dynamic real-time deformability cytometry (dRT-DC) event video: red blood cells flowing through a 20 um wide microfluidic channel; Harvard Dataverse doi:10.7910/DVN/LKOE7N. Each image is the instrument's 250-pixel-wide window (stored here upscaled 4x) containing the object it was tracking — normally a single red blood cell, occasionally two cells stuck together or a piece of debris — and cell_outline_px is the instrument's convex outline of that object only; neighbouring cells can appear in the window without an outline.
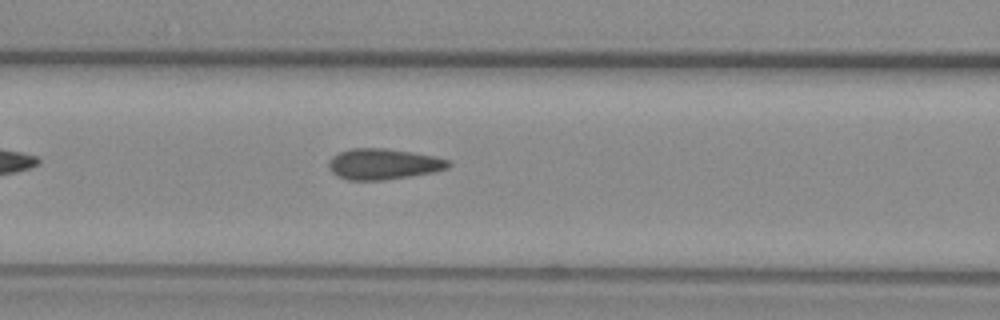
{"species": "common noctule bat (a hibernating species)", "species_latin": "Nyctalus noctula", "temperature_condition": "warm", "stored_images_in_passage": 23, "camera_frame_rate_fps": 3000, "um_per_image_px": 0.085, "animal": {"sex": "female", "body_mass_g": 29.2, "forearm_length_mm": 56.3}, "frame": {"image": 1, "passage_image": 10, "time_ms": 3.0, "image_size_px": [1000, 320], "cell_outline_px": [[452, 164], [448, 168], [432, 172], [412, 176], [384, 180], [348, 180], [336, 176], [332, 172], [328, 164], [328, 160], [332, 156], [348, 148], [384, 148], [412, 152], [432, 156], [448, 160]], "centroid_in_image_um": [32.55, 13.94], "position_along_channel_um": 134.0, "area_um2": 21.56}}